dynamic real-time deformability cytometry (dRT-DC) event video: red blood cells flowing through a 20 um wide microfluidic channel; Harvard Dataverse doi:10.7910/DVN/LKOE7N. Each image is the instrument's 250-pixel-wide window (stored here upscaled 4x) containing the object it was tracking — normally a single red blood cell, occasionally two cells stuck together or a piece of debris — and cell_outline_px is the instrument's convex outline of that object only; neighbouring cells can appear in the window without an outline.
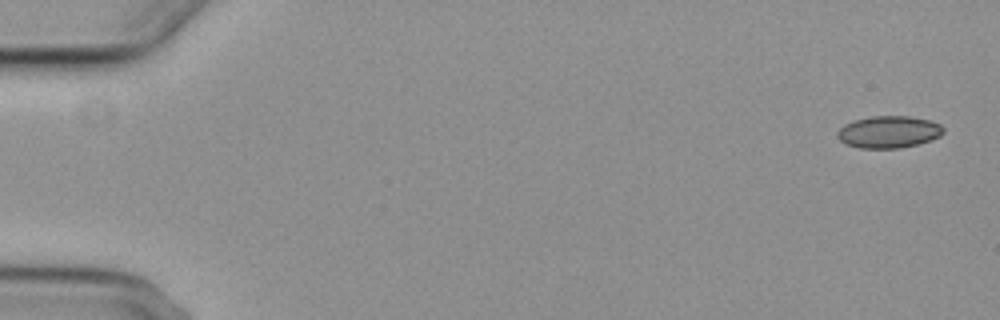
{"species": "common noctule bat (a hibernating species)", "species_latin": "Nyctalus noctula", "temperature_condition": "cold", "stored_images_in_passage": 5, "segment_of_instrument_passage": [1, 2], "camera_frame_rate_fps": 3000, "um_per_image_px": 0.085, "animal": {"sex": "female", "body_mass_g": 29.2, "forearm_length_mm": 56.3}, "frame": {"image": 1, "passage_image": 1, "time_ms": 0.0, "image_size_px": [1000, 320], "cell_outline_px": [[944, 132], [940, 136], [916, 144], [900, 148], [860, 148], [844, 144], [836, 136], [836, 132], [844, 124], [856, 120], [872, 116], [908, 116], [928, 120], [940, 124], [944, 128]], "centroid_in_image_um": [75.51, 11.22], "position_along_channel_um": 9.5, "area_um2": 19.71}}
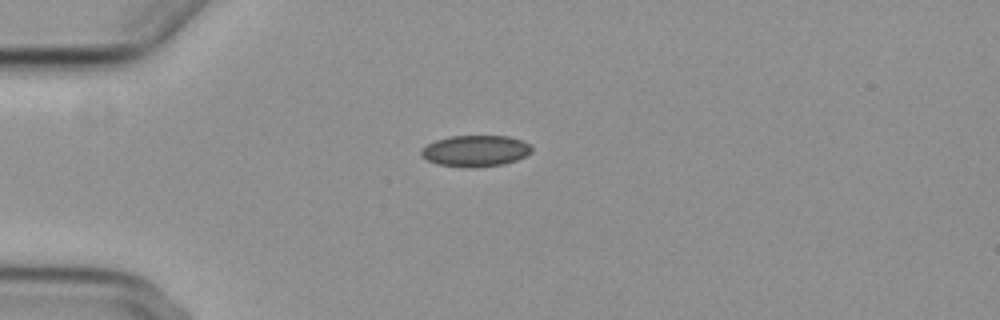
{"frame": {"image": 2, "passage_image": 4, "time_ms": 4.333, "image_size_px": [1000, 320], "cell_outline_px": [[532, 152], [516, 160], [504, 164], [472, 168], [464, 168], [436, 164], [420, 156], [420, 148], [436, 140], [448, 136], [508, 136], [524, 140], [532, 148]], "centroid_in_image_um": [40.38, 12.83], "position_along_channel_um": 44.6, "area_um2": 20.4}}